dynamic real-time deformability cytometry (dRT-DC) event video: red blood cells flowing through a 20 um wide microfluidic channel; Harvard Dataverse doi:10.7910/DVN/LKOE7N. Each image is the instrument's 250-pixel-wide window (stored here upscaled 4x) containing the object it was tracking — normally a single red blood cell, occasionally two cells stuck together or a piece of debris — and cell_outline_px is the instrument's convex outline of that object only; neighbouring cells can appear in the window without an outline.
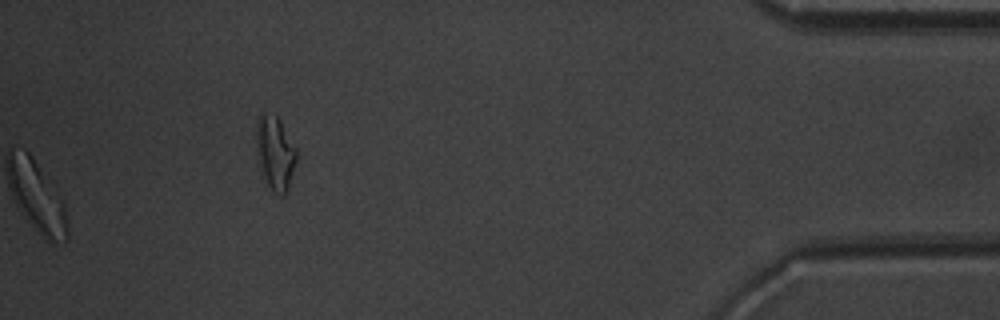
{"species": "common noctule bat (a hibernating species)", "species_latin": "Nyctalus noctula", "temperature_condition": "warm", "stored_images_in_passage": 51, "segment_of_instrument_passage": [2, 2], "camera_frame_rate_fps": 3000, "um_per_image_px": 0.085, "animal": {"sex": "male", "body_mass_g": 20.1, "forearm_length_mm": 53.5}, "frame": {"image": 1, "passage_image": 51, "time_ms": 16.667, "image_size_px": [1000, 320], "cell_outline_px": [[296, 160], [288, 192], [284, 196], [280, 196], [272, 192], [268, 184], [260, 164], [256, 152], [256, 120], [260, 112], [264, 112], [276, 116], [280, 120], [296, 148]], "centroid_in_image_um": [23.39, 12.99], "position_along_channel_um": 411.8, "area_um2": 17.34}}